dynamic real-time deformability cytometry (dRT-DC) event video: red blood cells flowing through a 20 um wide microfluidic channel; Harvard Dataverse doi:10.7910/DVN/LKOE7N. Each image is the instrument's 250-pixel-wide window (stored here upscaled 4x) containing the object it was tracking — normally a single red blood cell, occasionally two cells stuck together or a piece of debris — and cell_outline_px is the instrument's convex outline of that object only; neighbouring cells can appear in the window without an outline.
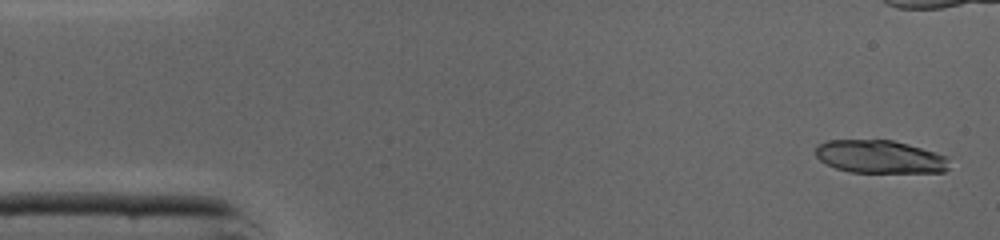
{"species": "common noctule bat (a hibernating species)", "species_latin": "Nyctalus noctula", "temperature_condition": "cold", "stored_images_in_passage": 45, "camera_frame_rate_fps": 3000, "um_per_image_px": 0.085, "animal": {"sex": "male", "body_mass_g": 19.0, "forearm_length_mm": 50.8}, "frame": {"image": 1, "passage_image": 2, "time_ms": 0.333, "image_size_px": [1000, 240], "cell_outline_px": [[948, 168], [944, 172], [852, 172], [836, 168], [820, 160], [816, 156], [816, 144], [828, 140], [892, 140], [908, 144], [936, 152], [948, 156]], "centroid_in_image_um": [74.79, 13.32], "position_along_channel_um": 10.2, "area_um2": 25.66}, "authors_computed_cell_mechanics": {"area_um2": 14.7968, "velocity_mm_per_s": 4.3556, "shape_relaxation_time_tau1_ms": 4.9917, "shape_relaxation_time_tau2_ms": 10.2467, "deformation_change_tau1": 0.1829, "deformation_change_tau2": 0.1682}}